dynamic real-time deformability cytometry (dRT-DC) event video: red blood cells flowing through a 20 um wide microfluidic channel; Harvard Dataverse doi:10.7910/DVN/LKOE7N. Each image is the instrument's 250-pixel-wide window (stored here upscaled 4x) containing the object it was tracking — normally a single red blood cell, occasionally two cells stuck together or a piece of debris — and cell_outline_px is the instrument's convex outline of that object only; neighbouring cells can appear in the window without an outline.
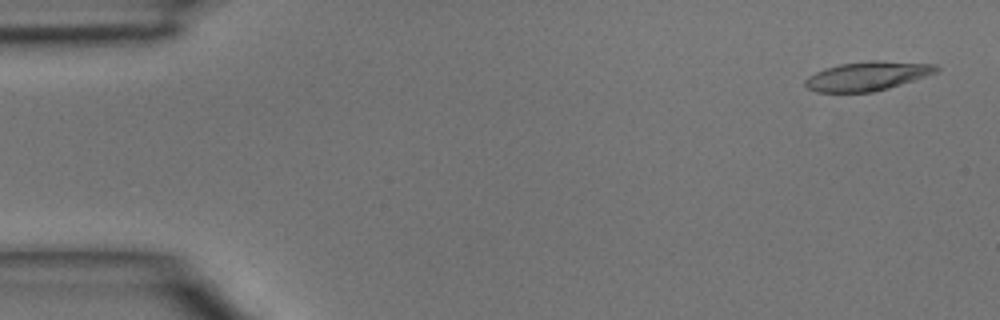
{"species": "common noctule bat (a hibernating species)", "species_latin": "Nyctalus noctula", "temperature_condition": "room temperature", "stored_images_in_passage": 22, "camera_frame_rate_fps": 3000, "um_per_image_px": 0.085, "animal": {"sex": "male", "body_mass_g": 15.6}, "frame": {"image": 1, "passage_image": 2, "time_ms": 0.333, "image_size_px": [1000, 320], "cell_outline_px": [[940, 68], [936, 72], [888, 88], [872, 92], [816, 92], [808, 88], [804, 84], [804, 80], [808, 76], [824, 68], [840, 64], [868, 60], [880, 60], [936, 64]], "centroid_in_image_um": [73.69, 6.45], "position_along_channel_um": 11.3, "area_um2": 22.14}}
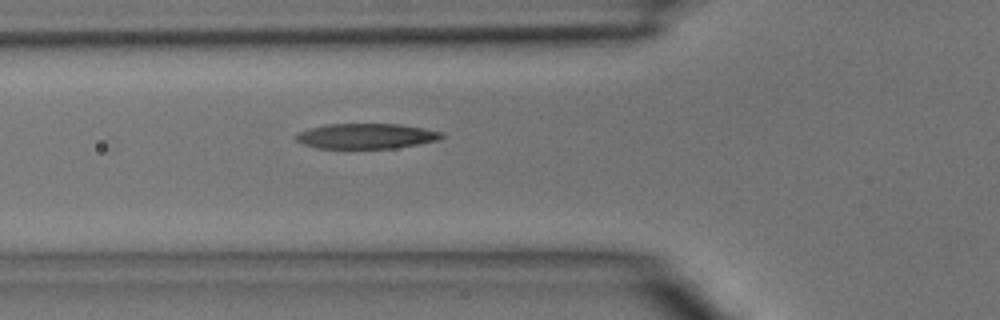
{"frame": {"image": 2, "passage_image": 16, "time_ms": 5.0, "image_size_px": [1000, 320], "cell_outline_px": [[444, 136], [440, 140], [392, 148], [316, 148], [304, 144], [296, 140], [292, 136], [300, 132], [312, 128], [328, 124], [400, 124], [424, 128], [444, 132]], "centroid_in_image_um": [31.15, 11.56], "position_along_channel_um": 94.6, "area_um2": 21.33}}
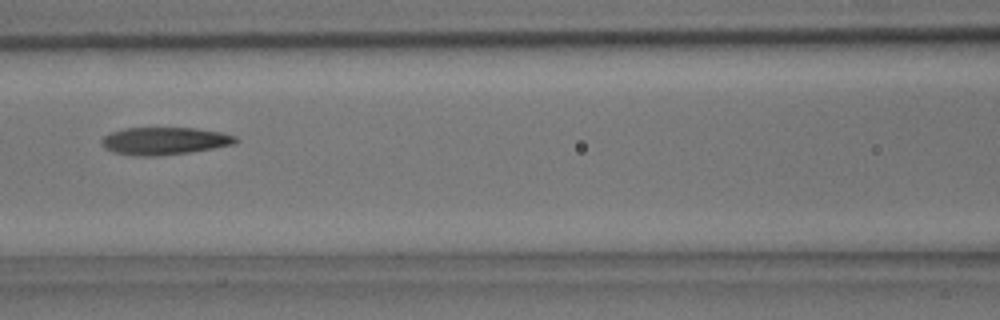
{"frame": {"image": 3, "passage_image": 20, "time_ms": 6.333, "image_size_px": [1000, 320], "cell_outline_px": [[240, 140], [232, 144], [212, 148], [188, 152], [160, 156], [132, 156], [116, 152], [104, 148], [100, 140], [104, 136], [112, 132], [124, 128], [196, 128], [220, 132], [236, 136]], "centroid_in_image_um": [13.96, 11.98], "position_along_channel_um": 152.6, "area_um2": 21.39}}